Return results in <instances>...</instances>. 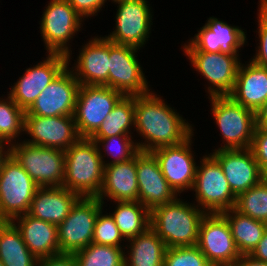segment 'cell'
Here are the masks:
<instances>
[{
	"label": "cell",
	"mask_w": 267,
	"mask_h": 266,
	"mask_svg": "<svg viewBox=\"0 0 267 266\" xmlns=\"http://www.w3.org/2000/svg\"><path fill=\"white\" fill-rule=\"evenodd\" d=\"M194 125L154 91L135 96V129L143 140L136 141L139 151L152 152L179 145L194 134Z\"/></svg>",
	"instance_id": "obj_1"
},
{
	"label": "cell",
	"mask_w": 267,
	"mask_h": 266,
	"mask_svg": "<svg viewBox=\"0 0 267 266\" xmlns=\"http://www.w3.org/2000/svg\"><path fill=\"white\" fill-rule=\"evenodd\" d=\"M206 212L181 198L150 210V227L167 248L196 246Z\"/></svg>",
	"instance_id": "obj_2"
},
{
	"label": "cell",
	"mask_w": 267,
	"mask_h": 266,
	"mask_svg": "<svg viewBox=\"0 0 267 266\" xmlns=\"http://www.w3.org/2000/svg\"><path fill=\"white\" fill-rule=\"evenodd\" d=\"M65 153V177L62 187L81 197H96L103 183L104 164L96 143L81 137Z\"/></svg>",
	"instance_id": "obj_3"
},
{
	"label": "cell",
	"mask_w": 267,
	"mask_h": 266,
	"mask_svg": "<svg viewBox=\"0 0 267 266\" xmlns=\"http://www.w3.org/2000/svg\"><path fill=\"white\" fill-rule=\"evenodd\" d=\"M211 114L222 134V144L214 150L248 149L256 129L255 112L234 101L230 96L208 97Z\"/></svg>",
	"instance_id": "obj_4"
},
{
	"label": "cell",
	"mask_w": 267,
	"mask_h": 266,
	"mask_svg": "<svg viewBox=\"0 0 267 266\" xmlns=\"http://www.w3.org/2000/svg\"><path fill=\"white\" fill-rule=\"evenodd\" d=\"M9 153L30 175L39 187H61L65 177L63 150L16 142Z\"/></svg>",
	"instance_id": "obj_5"
},
{
	"label": "cell",
	"mask_w": 267,
	"mask_h": 266,
	"mask_svg": "<svg viewBox=\"0 0 267 266\" xmlns=\"http://www.w3.org/2000/svg\"><path fill=\"white\" fill-rule=\"evenodd\" d=\"M39 186L9 153L0 165V217L4 221L28 213Z\"/></svg>",
	"instance_id": "obj_6"
},
{
	"label": "cell",
	"mask_w": 267,
	"mask_h": 266,
	"mask_svg": "<svg viewBox=\"0 0 267 266\" xmlns=\"http://www.w3.org/2000/svg\"><path fill=\"white\" fill-rule=\"evenodd\" d=\"M83 21L67 0L48 1L39 23L46 53L67 55L68 65H71L70 40L81 31Z\"/></svg>",
	"instance_id": "obj_7"
},
{
	"label": "cell",
	"mask_w": 267,
	"mask_h": 266,
	"mask_svg": "<svg viewBox=\"0 0 267 266\" xmlns=\"http://www.w3.org/2000/svg\"><path fill=\"white\" fill-rule=\"evenodd\" d=\"M192 187L197 207L206 213H222L235 207L236 196L229 187L219 162L211 155H204L197 164Z\"/></svg>",
	"instance_id": "obj_8"
},
{
	"label": "cell",
	"mask_w": 267,
	"mask_h": 266,
	"mask_svg": "<svg viewBox=\"0 0 267 266\" xmlns=\"http://www.w3.org/2000/svg\"><path fill=\"white\" fill-rule=\"evenodd\" d=\"M104 204L97 197H80L57 226L60 253L74 254L92 243L96 218Z\"/></svg>",
	"instance_id": "obj_9"
},
{
	"label": "cell",
	"mask_w": 267,
	"mask_h": 266,
	"mask_svg": "<svg viewBox=\"0 0 267 266\" xmlns=\"http://www.w3.org/2000/svg\"><path fill=\"white\" fill-rule=\"evenodd\" d=\"M115 29L106 35L112 43L140 49L151 33L152 16L148 0H121L116 2Z\"/></svg>",
	"instance_id": "obj_10"
},
{
	"label": "cell",
	"mask_w": 267,
	"mask_h": 266,
	"mask_svg": "<svg viewBox=\"0 0 267 266\" xmlns=\"http://www.w3.org/2000/svg\"><path fill=\"white\" fill-rule=\"evenodd\" d=\"M124 97L108 86L80 85L74 120L81 137H90Z\"/></svg>",
	"instance_id": "obj_11"
},
{
	"label": "cell",
	"mask_w": 267,
	"mask_h": 266,
	"mask_svg": "<svg viewBox=\"0 0 267 266\" xmlns=\"http://www.w3.org/2000/svg\"><path fill=\"white\" fill-rule=\"evenodd\" d=\"M192 67L209 83L208 97L229 96L235 85L241 64L239 55L227 53L184 51Z\"/></svg>",
	"instance_id": "obj_12"
},
{
	"label": "cell",
	"mask_w": 267,
	"mask_h": 266,
	"mask_svg": "<svg viewBox=\"0 0 267 266\" xmlns=\"http://www.w3.org/2000/svg\"><path fill=\"white\" fill-rule=\"evenodd\" d=\"M197 246L213 266H233L241 257L222 213L205 214L199 227Z\"/></svg>",
	"instance_id": "obj_13"
},
{
	"label": "cell",
	"mask_w": 267,
	"mask_h": 266,
	"mask_svg": "<svg viewBox=\"0 0 267 266\" xmlns=\"http://www.w3.org/2000/svg\"><path fill=\"white\" fill-rule=\"evenodd\" d=\"M138 50L110 41L109 88L119 91L124 96L142 95L151 90L137 59Z\"/></svg>",
	"instance_id": "obj_14"
},
{
	"label": "cell",
	"mask_w": 267,
	"mask_h": 266,
	"mask_svg": "<svg viewBox=\"0 0 267 266\" xmlns=\"http://www.w3.org/2000/svg\"><path fill=\"white\" fill-rule=\"evenodd\" d=\"M67 65L40 93L25 115L41 117L73 116L80 84Z\"/></svg>",
	"instance_id": "obj_15"
},
{
	"label": "cell",
	"mask_w": 267,
	"mask_h": 266,
	"mask_svg": "<svg viewBox=\"0 0 267 266\" xmlns=\"http://www.w3.org/2000/svg\"><path fill=\"white\" fill-rule=\"evenodd\" d=\"M67 65V55L48 53L46 59L25 70V74L9 88L8 95L26 111Z\"/></svg>",
	"instance_id": "obj_16"
},
{
	"label": "cell",
	"mask_w": 267,
	"mask_h": 266,
	"mask_svg": "<svg viewBox=\"0 0 267 266\" xmlns=\"http://www.w3.org/2000/svg\"><path fill=\"white\" fill-rule=\"evenodd\" d=\"M24 132L31 139H25L23 142L63 151L81 138L74 116L25 115Z\"/></svg>",
	"instance_id": "obj_17"
},
{
	"label": "cell",
	"mask_w": 267,
	"mask_h": 266,
	"mask_svg": "<svg viewBox=\"0 0 267 266\" xmlns=\"http://www.w3.org/2000/svg\"><path fill=\"white\" fill-rule=\"evenodd\" d=\"M193 137L194 134L179 145L151 152L157 159L163 176L179 196L182 192L191 190L195 180L197 163L192 150Z\"/></svg>",
	"instance_id": "obj_18"
},
{
	"label": "cell",
	"mask_w": 267,
	"mask_h": 266,
	"mask_svg": "<svg viewBox=\"0 0 267 266\" xmlns=\"http://www.w3.org/2000/svg\"><path fill=\"white\" fill-rule=\"evenodd\" d=\"M199 30L194 37L187 41V44L184 43L183 51L222 52L239 55L241 47L247 44L245 34L247 32L243 31L244 29L231 26L219 18L209 17Z\"/></svg>",
	"instance_id": "obj_19"
},
{
	"label": "cell",
	"mask_w": 267,
	"mask_h": 266,
	"mask_svg": "<svg viewBox=\"0 0 267 266\" xmlns=\"http://www.w3.org/2000/svg\"><path fill=\"white\" fill-rule=\"evenodd\" d=\"M213 151L236 197L265 178L250 148Z\"/></svg>",
	"instance_id": "obj_20"
},
{
	"label": "cell",
	"mask_w": 267,
	"mask_h": 266,
	"mask_svg": "<svg viewBox=\"0 0 267 266\" xmlns=\"http://www.w3.org/2000/svg\"><path fill=\"white\" fill-rule=\"evenodd\" d=\"M138 201L149 210L174 201L178 194L162 174L157 159L151 152L137 153Z\"/></svg>",
	"instance_id": "obj_21"
},
{
	"label": "cell",
	"mask_w": 267,
	"mask_h": 266,
	"mask_svg": "<svg viewBox=\"0 0 267 266\" xmlns=\"http://www.w3.org/2000/svg\"><path fill=\"white\" fill-rule=\"evenodd\" d=\"M109 57L110 40L95 36L83 44L70 69L80 85L109 87Z\"/></svg>",
	"instance_id": "obj_22"
},
{
	"label": "cell",
	"mask_w": 267,
	"mask_h": 266,
	"mask_svg": "<svg viewBox=\"0 0 267 266\" xmlns=\"http://www.w3.org/2000/svg\"><path fill=\"white\" fill-rule=\"evenodd\" d=\"M103 204L138 201L137 154L128 161L104 165L103 183L96 196Z\"/></svg>",
	"instance_id": "obj_23"
},
{
	"label": "cell",
	"mask_w": 267,
	"mask_h": 266,
	"mask_svg": "<svg viewBox=\"0 0 267 266\" xmlns=\"http://www.w3.org/2000/svg\"><path fill=\"white\" fill-rule=\"evenodd\" d=\"M81 196L65 187H39L31 201L28 215L60 225Z\"/></svg>",
	"instance_id": "obj_24"
},
{
	"label": "cell",
	"mask_w": 267,
	"mask_h": 266,
	"mask_svg": "<svg viewBox=\"0 0 267 266\" xmlns=\"http://www.w3.org/2000/svg\"><path fill=\"white\" fill-rule=\"evenodd\" d=\"M234 101L255 113L267 101V68L241 62L232 93Z\"/></svg>",
	"instance_id": "obj_25"
},
{
	"label": "cell",
	"mask_w": 267,
	"mask_h": 266,
	"mask_svg": "<svg viewBox=\"0 0 267 266\" xmlns=\"http://www.w3.org/2000/svg\"><path fill=\"white\" fill-rule=\"evenodd\" d=\"M11 222L20 231L30 252L38 259L60 254L56 225L31 217L27 213L14 218Z\"/></svg>",
	"instance_id": "obj_26"
},
{
	"label": "cell",
	"mask_w": 267,
	"mask_h": 266,
	"mask_svg": "<svg viewBox=\"0 0 267 266\" xmlns=\"http://www.w3.org/2000/svg\"><path fill=\"white\" fill-rule=\"evenodd\" d=\"M126 241L124 266H163L167 247L151 227Z\"/></svg>",
	"instance_id": "obj_27"
},
{
	"label": "cell",
	"mask_w": 267,
	"mask_h": 266,
	"mask_svg": "<svg viewBox=\"0 0 267 266\" xmlns=\"http://www.w3.org/2000/svg\"><path fill=\"white\" fill-rule=\"evenodd\" d=\"M236 247L241 255H250L262 239L267 223L245 216L234 208L223 211Z\"/></svg>",
	"instance_id": "obj_28"
},
{
	"label": "cell",
	"mask_w": 267,
	"mask_h": 266,
	"mask_svg": "<svg viewBox=\"0 0 267 266\" xmlns=\"http://www.w3.org/2000/svg\"><path fill=\"white\" fill-rule=\"evenodd\" d=\"M0 260L4 266H37L39 260L11 221H5L0 227Z\"/></svg>",
	"instance_id": "obj_29"
},
{
	"label": "cell",
	"mask_w": 267,
	"mask_h": 266,
	"mask_svg": "<svg viewBox=\"0 0 267 266\" xmlns=\"http://www.w3.org/2000/svg\"><path fill=\"white\" fill-rule=\"evenodd\" d=\"M110 213L125 240H129L150 227V210L139 201L115 202Z\"/></svg>",
	"instance_id": "obj_30"
},
{
	"label": "cell",
	"mask_w": 267,
	"mask_h": 266,
	"mask_svg": "<svg viewBox=\"0 0 267 266\" xmlns=\"http://www.w3.org/2000/svg\"><path fill=\"white\" fill-rule=\"evenodd\" d=\"M135 128V96H124L89 138L132 135Z\"/></svg>",
	"instance_id": "obj_31"
},
{
	"label": "cell",
	"mask_w": 267,
	"mask_h": 266,
	"mask_svg": "<svg viewBox=\"0 0 267 266\" xmlns=\"http://www.w3.org/2000/svg\"><path fill=\"white\" fill-rule=\"evenodd\" d=\"M25 113L8 94L4 99L0 98V141L8 146L18 142L17 138L25 134Z\"/></svg>",
	"instance_id": "obj_32"
},
{
	"label": "cell",
	"mask_w": 267,
	"mask_h": 266,
	"mask_svg": "<svg viewBox=\"0 0 267 266\" xmlns=\"http://www.w3.org/2000/svg\"><path fill=\"white\" fill-rule=\"evenodd\" d=\"M90 139L96 143L104 165L128 161L139 152L135 142L136 140H133L132 135H117L107 138ZM103 151L105 153H103ZM105 155L108 157L110 156L113 159L110 158V162L109 160L105 161Z\"/></svg>",
	"instance_id": "obj_33"
},
{
	"label": "cell",
	"mask_w": 267,
	"mask_h": 266,
	"mask_svg": "<svg viewBox=\"0 0 267 266\" xmlns=\"http://www.w3.org/2000/svg\"><path fill=\"white\" fill-rule=\"evenodd\" d=\"M125 248L91 243L74 253L77 266H124Z\"/></svg>",
	"instance_id": "obj_34"
},
{
	"label": "cell",
	"mask_w": 267,
	"mask_h": 266,
	"mask_svg": "<svg viewBox=\"0 0 267 266\" xmlns=\"http://www.w3.org/2000/svg\"><path fill=\"white\" fill-rule=\"evenodd\" d=\"M234 209L245 216L267 223V177L239 194Z\"/></svg>",
	"instance_id": "obj_35"
},
{
	"label": "cell",
	"mask_w": 267,
	"mask_h": 266,
	"mask_svg": "<svg viewBox=\"0 0 267 266\" xmlns=\"http://www.w3.org/2000/svg\"><path fill=\"white\" fill-rule=\"evenodd\" d=\"M163 266H213L196 246L167 248Z\"/></svg>",
	"instance_id": "obj_36"
},
{
	"label": "cell",
	"mask_w": 267,
	"mask_h": 266,
	"mask_svg": "<svg viewBox=\"0 0 267 266\" xmlns=\"http://www.w3.org/2000/svg\"><path fill=\"white\" fill-rule=\"evenodd\" d=\"M102 211L104 210L99 212L95 221L92 243L122 248L121 243L125 239L115 224L114 218L110 212L103 214Z\"/></svg>",
	"instance_id": "obj_37"
},
{
	"label": "cell",
	"mask_w": 267,
	"mask_h": 266,
	"mask_svg": "<svg viewBox=\"0 0 267 266\" xmlns=\"http://www.w3.org/2000/svg\"><path fill=\"white\" fill-rule=\"evenodd\" d=\"M258 6V31L256 30L255 32H258L259 45L256 48L255 56L250 60L259 66L267 68V0H259Z\"/></svg>",
	"instance_id": "obj_38"
},
{
	"label": "cell",
	"mask_w": 267,
	"mask_h": 266,
	"mask_svg": "<svg viewBox=\"0 0 267 266\" xmlns=\"http://www.w3.org/2000/svg\"><path fill=\"white\" fill-rule=\"evenodd\" d=\"M250 149L265 177H267V130L256 126Z\"/></svg>",
	"instance_id": "obj_39"
},
{
	"label": "cell",
	"mask_w": 267,
	"mask_h": 266,
	"mask_svg": "<svg viewBox=\"0 0 267 266\" xmlns=\"http://www.w3.org/2000/svg\"><path fill=\"white\" fill-rule=\"evenodd\" d=\"M74 10L86 20L88 17L97 16L104 8L106 0H67ZM91 16V17H90ZM86 18V19H85Z\"/></svg>",
	"instance_id": "obj_40"
},
{
	"label": "cell",
	"mask_w": 267,
	"mask_h": 266,
	"mask_svg": "<svg viewBox=\"0 0 267 266\" xmlns=\"http://www.w3.org/2000/svg\"><path fill=\"white\" fill-rule=\"evenodd\" d=\"M37 266H77L74 254L60 253L38 260Z\"/></svg>",
	"instance_id": "obj_41"
},
{
	"label": "cell",
	"mask_w": 267,
	"mask_h": 266,
	"mask_svg": "<svg viewBox=\"0 0 267 266\" xmlns=\"http://www.w3.org/2000/svg\"><path fill=\"white\" fill-rule=\"evenodd\" d=\"M250 256L256 260L267 262V229L264 231L262 239Z\"/></svg>",
	"instance_id": "obj_42"
},
{
	"label": "cell",
	"mask_w": 267,
	"mask_h": 266,
	"mask_svg": "<svg viewBox=\"0 0 267 266\" xmlns=\"http://www.w3.org/2000/svg\"><path fill=\"white\" fill-rule=\"evenodd\" d=\"M233 266H267V262L256 260L250 255H241Z\"/></svg>",
	"instance_id": "obj_43"
},
{
	"label": "cell",
	"mask_w": 267,
	"mask_h": 266,
	"mask_svg": "<svg viewBox=\"0 0 267 266\" xmlns=\"http://www.w3.org/2000/svg\"><path fill=\"white\" fill-rule=\"evenodd\" d=\"M256 115V126L267 130V101L258 109Z\"/></svg>",
	"instance_id": "obj_44"
},
{
	"label": "cell",
	"mask_w": 267,
	"mask_h": 266,
	"mask_svg": "<svg viewBox=\"0 0 267 266\" xmlns=\"http://www.w3.org/2000/svg\"><path fill=\"white\" fill-rule=\"evenodd\" d=\"M7 147V148H6ZM6 148V149H5ZM9 154V146L3 142L0 141V165L3 161V159Z\"/></svg>",
	"instance_id": "obj_45"
},
{
	"label": "cell",
	"mask_w": 267,
	"mask_h": 266,
	"mask_svg": "<svg viewBox=\"0 0 267 266\" xmlns=\"http://www.w3.org/2000/svg\"><path fill=\"white\" fill-rule=\"evenodd\" d=\"M5 221L0 217V227L2 226V224L4 223Z\"/></svg>",
	"instance_id": "obj_46"
},
{
	"label": "cell",
	"mask_w": 267,
	"mask_h": 266,
	"mask_svg": "<svg viewBox=\"0 0 267 266\" xmlns=\"http://www.w3.org/2000/svg\"><path fill=\"white\" fill-rule=\"evenodd\" d=\"M110 1V0H109ZM113 3H116V2H119V1H121V0H111ZM106 2H107V0H106Z\"/></svg>",
	"instance_id": "obj_47"
}]
</instances>
